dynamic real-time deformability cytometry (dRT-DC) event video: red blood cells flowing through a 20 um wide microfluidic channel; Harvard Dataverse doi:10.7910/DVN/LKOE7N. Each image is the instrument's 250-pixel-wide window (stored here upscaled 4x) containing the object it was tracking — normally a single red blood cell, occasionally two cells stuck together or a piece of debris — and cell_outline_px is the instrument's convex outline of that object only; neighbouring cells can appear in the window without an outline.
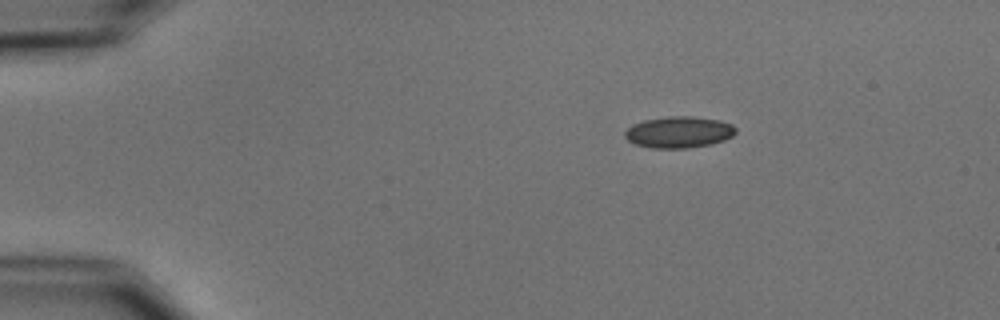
{"species": "common noctule bat (a hibernating species)", "species_latin": "Nyctalus noctula", "temperature_condition": "cold", "stored_images_in_passage": 2, "camera_frame_rate_fps": 3000, "um_per_image_px": 0.085, "animal": {"sex": "male", "body_mass_g": 15.6}, "frame": {"image": 1, "passage_image": 1, "time_ms": 0.0, "image_size_px": [1000, 320], "cell_outline_px": [[736, 132], [732, 136], [724, 140], [712, 144], [688, 148], [652, 148], [636, 144], [628, 140], [624, 136], [624, 132], [632, 124], [644, 120], [668, 116], [692, 116], [720, 120], [732, 124], [736, 128]], "centroid_in_image_um": [57.71, 11.23], "position_along_channel_um": 27.3, "area_um2": 20.4}}